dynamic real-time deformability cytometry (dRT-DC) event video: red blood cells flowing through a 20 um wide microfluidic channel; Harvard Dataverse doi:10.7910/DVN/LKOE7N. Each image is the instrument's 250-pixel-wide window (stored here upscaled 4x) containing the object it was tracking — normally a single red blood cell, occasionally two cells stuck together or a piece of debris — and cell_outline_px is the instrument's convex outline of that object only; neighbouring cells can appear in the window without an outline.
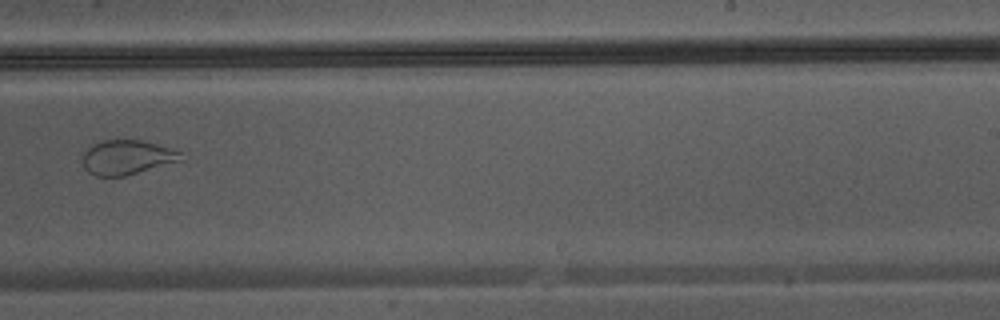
{"species": "Egyptian fruit bat (a non-hibernating species)", "species_latin": "Rousettus aegyptiacus", "temperature_condition": "warm", "stored_images_in_passage": 46, "segment_of_instrument_passage": [2, 2], "camera_frame_rate_fps": 3000, "um_per_image_px": 0.085, "animal": {"sex": "male"}, "frame": {"image": 1, "passage_image": 30, "time_ms": 9.667, "image_size_px": [1000, 320], "cell_outline_px": [[180, 160], [124, 176], [96, 176], [88, 172], [84, 168], [84, 152], [92, 144], [104, 140], [140, 140], [156, 144], [180, 152]], "centroid_in_image_um": [10.72, 13.37], "position_along_channel_um": 278.3, "area_um2": 19.19}}
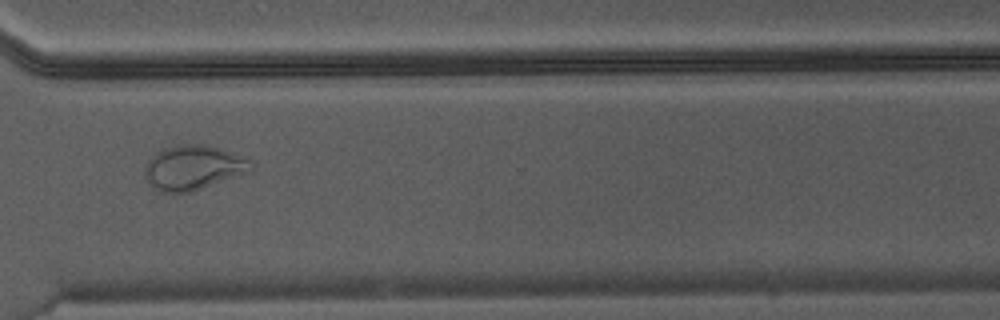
{"frame": {"image": 2, "passage_image": 35, "time_ms": 11.333, "image_size_px": [1000, 320], "cell_outline_px": [[252, 160], [244, 172], [192, 192], [160, 192], [148, 180], [144, 172], [144, 168], [148, 160], [152, 156], [176, 144], [204, 144], [220, 148]], "centroid_in_image_um": [16.37, 14.23], "position_along_channel_um": 354.2, "area_um2": 26.65}}
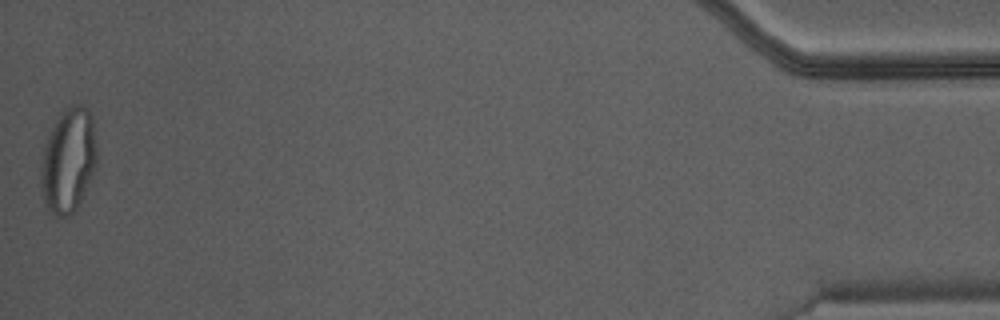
{"frame": {"image": 3, "passage_image": 46, "time_ms": 15.0, "image_size_px": [1000, 320], "cell_outline_px": [[96, 160], [92, 172], [76, 212], [68, 216], [56, 216], [48, 212], [44, 200], [40, 184], [40, 172], [44, 144], [60, 112], [72, 104], [80, 104], [88, 108], [92, 116], [96, 148]], "centroid_in_image_um": [5.78, 13.64], "position_along_channel_um": 429.4, "area_um2": 34.04}}